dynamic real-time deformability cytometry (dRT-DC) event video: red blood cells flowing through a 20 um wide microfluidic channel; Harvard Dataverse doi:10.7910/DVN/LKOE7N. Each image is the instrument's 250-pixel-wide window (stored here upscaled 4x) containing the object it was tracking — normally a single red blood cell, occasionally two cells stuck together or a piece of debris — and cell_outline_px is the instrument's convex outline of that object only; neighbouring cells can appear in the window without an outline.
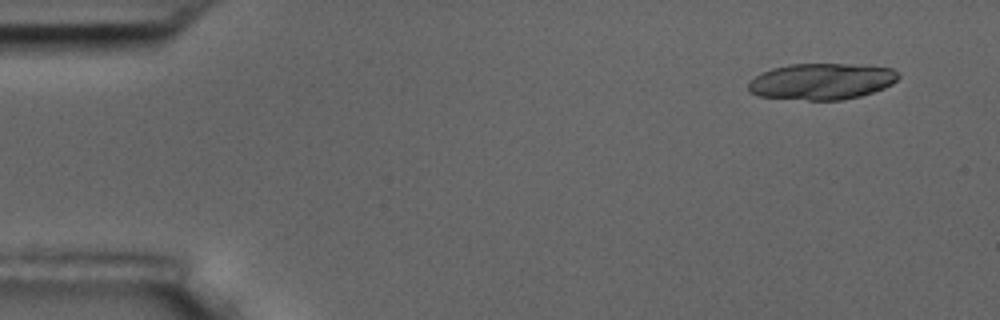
{"species": "common noctule bat (a hibernating species)", "species_latin": "Nyctalus noctula", "temperature_condition": "room temperature", "stored_images_in_passage": 6, "segment_of_instrument_passage": [1, 2], "camera_frame_rate_fps": 3000, "um_per_image_px": 0.085, "animal": {"sex": "male", "body_mass_g": 17.5, "forearm_length_mm": 52.3}, "frame": {"image": 1, "passage_image": 1, "time_ms": 0.0, "image_size_px": [1000, 320], "cell_outline_px": [[900, 76], [892, 84], [884, 88], [860, 96], [840, 100], [808, 100], [760, 96], [748, 92], [748, 84], [760, 72], [772, 68], [788, 64], [844, 64], [892, 68]], "centroid_in_image_um": [69.81, 6.92], "position_along_channel_um": 15.2, "area_um2": 31.56}}